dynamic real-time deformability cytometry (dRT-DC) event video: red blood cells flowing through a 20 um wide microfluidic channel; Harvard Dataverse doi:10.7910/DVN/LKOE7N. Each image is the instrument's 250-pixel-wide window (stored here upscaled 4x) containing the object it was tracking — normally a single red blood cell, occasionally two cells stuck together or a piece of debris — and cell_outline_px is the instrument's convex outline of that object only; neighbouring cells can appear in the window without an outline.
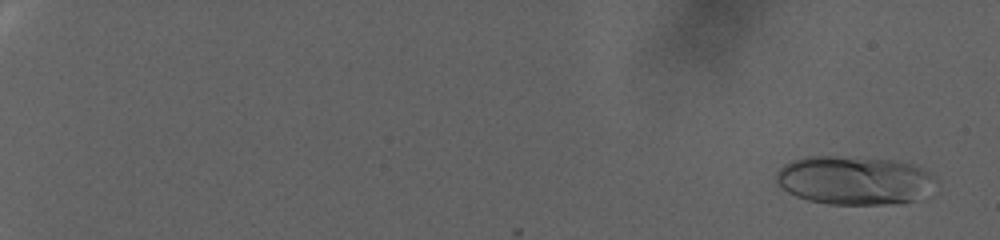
{"species": "human", "species_latin": "Homo sapiens", "temperature_condition": "warm", "stored_images_in_passage": 95, "camera_frame_rate_fps": 3000, "um_per_image_px": 0.085, "donor": {"sex": "female"}, "frame": {"image": 1, "passage_image": 5, "time_ms": 1.333, "image_size_px": [1000, 240], "cell_outline_px": [[932, 176], [920, 196], [904, 204], [828, 204], [808, 200], [796, 196], [780, 188], [776, 184], [776, 172], [784, 164], [792, 160], [804, 156], [836, 156], [896, 160], [912, 164], [928, 172]], "centroid_in_image_um": [72.45, 15.32], "position_along_channel_um": 12.5, "area_um2": 44.68}}
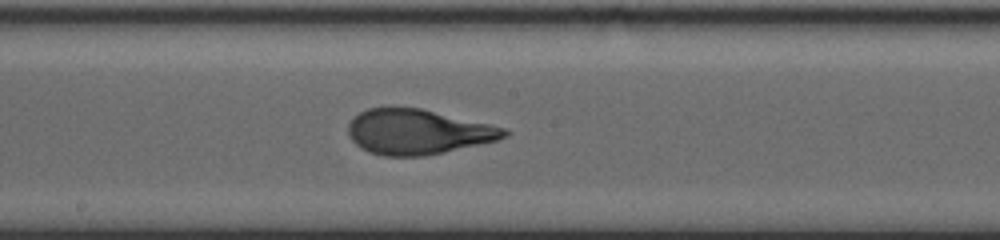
{"frame": {"image": 2, "passage_image": 60, "time_ms": 19.667, "image_size_px": [1000, 240], "cell_outline_px": [[512, 132], [508, 136], [496, 140], [480, 144], [444, 152], [424, 156], [384, 156], [368, 152], [360, 148], [348, 136], [348, 124], [360, 112], [368, 108], [388, 104], [420, 108], [488, 124], [504, 128]], "centroid_in_image_um": [35.45, 11.18], "position_along_channel_um": 212.7, "area_um2": 41.38}}
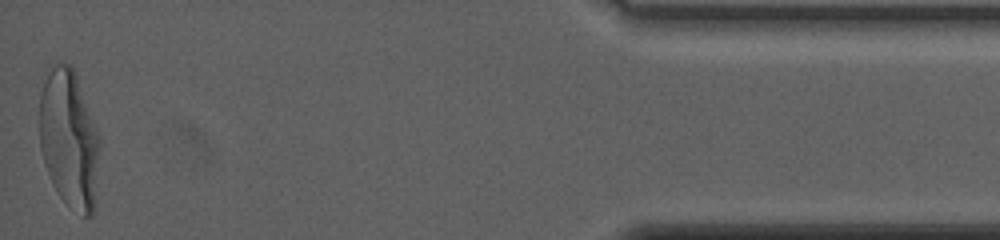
{"frame": {"image": 3, "passage_image": 95, "time_ms": 31.333, "image_size_px": [1000, 240], "cell_outline_px": [[100, 148], [92, 216], [84, 216], [68, 204], [56, 192], [52, 184], [44, 164], [40, 148], [40, 92], [56, 60], [72, 64], [76, 72], [100, 136]], "centroid_in_image_um": [5.88, 11.76], "position_along_channel_um": 429.3, "area_um2": 48.49}, "authors_computed_cell_mechanics": {"area_um2": 41.2114, "velocity_mm_per_s": 2.3843, "shape_relaxation_time_tau1_ms": 7.3924, "shape_relaxation_time_tau2_ms": null, "deformation_change_tau1": 0.2713, "deformation_change_tau2": null}}